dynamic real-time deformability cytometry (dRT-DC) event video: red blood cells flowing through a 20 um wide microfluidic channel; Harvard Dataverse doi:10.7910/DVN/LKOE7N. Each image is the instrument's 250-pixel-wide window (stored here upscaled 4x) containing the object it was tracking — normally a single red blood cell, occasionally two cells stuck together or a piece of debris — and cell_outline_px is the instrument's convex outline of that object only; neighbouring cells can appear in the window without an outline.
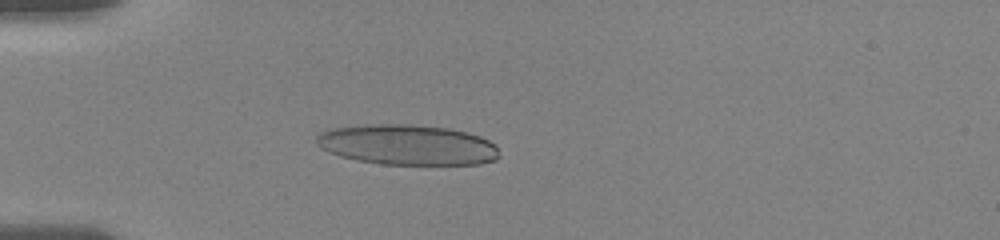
{"species": "human", "species_latin": "Homo sapiens", "temperature_condition": "room temperature", "stored_images_in_passage": 20, "camera_frame_rate_fps": 3000, "um_per_image_px": 0.085, "donor": {"sex": "female"}, "frame": {"image": 1, "passage_image": 8, "time_ms": 3.0, "image_size_px": [1000, 240], "cell_outline_px": [[500, 156], [496, 160], [480, 164], [380, 164], [356, 160], [340, 156], [320, 148], [316, 144], [316, 136], [320, 132], [332, 128], [368, 124], [404, 124], [448, 128], [468, 132], [480, 136], [496, 144]], "centroid_in_image_um": [34.63, 12.31], "position_along_channel_um": 50.4, "area_um2": 43.18}}
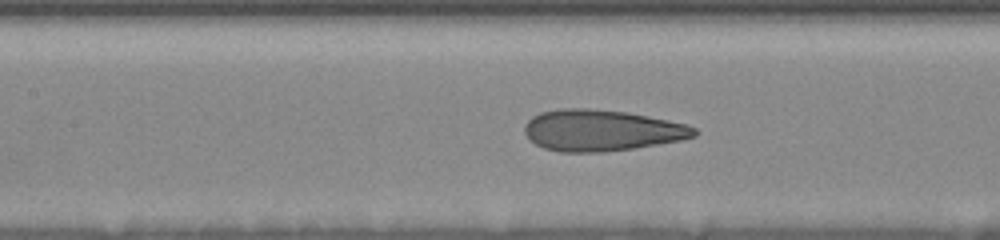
{"frame": {"image": 2, "passage_image": 16, "time_ms": 6.333, "image_size_px": [1000, 240], "cell_outline_px": [[700, 132], [696, 136], [680, 140], [632, 148], [600, 152], [560, 152], [544, 148], [536, 144], [524, 132], [524, 124], [532, 116], [540, 112], [560, 108], [588, 108], [628, 112], [688, 124], [696, 128]], "centroid_in_image_um": [51.13, 11.07], "position_along_channel_um": 156.3, "area_um2": 40.86}}
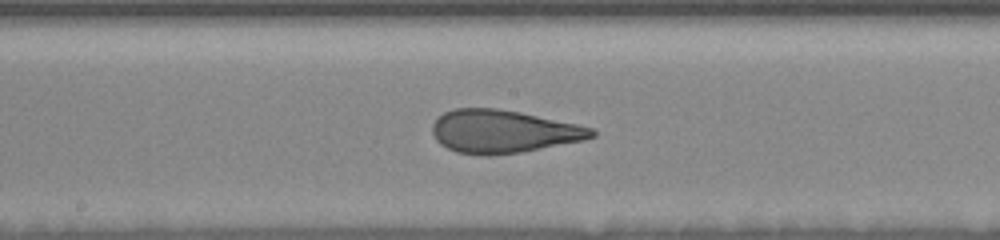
{"frame": {"image": 3, "passage_image": 19, "time_ms": 7.667, "image_size_px": [1000, 240], "cell_outline_px": [[596, 136], [584, 140], [520, 152], [488, 156], [480, 156], [456, 152], [440, 144], [436, 140], [432, 132], [432, 124], [436, 116], [452, 108], [496, 108], [520, 112], [576, 124], [592, 128], [596, 132]], "centroid_in_image_um": [42.71, 11.17], "position_along_channel_um": 205.5, "area_um2": 40.06}}